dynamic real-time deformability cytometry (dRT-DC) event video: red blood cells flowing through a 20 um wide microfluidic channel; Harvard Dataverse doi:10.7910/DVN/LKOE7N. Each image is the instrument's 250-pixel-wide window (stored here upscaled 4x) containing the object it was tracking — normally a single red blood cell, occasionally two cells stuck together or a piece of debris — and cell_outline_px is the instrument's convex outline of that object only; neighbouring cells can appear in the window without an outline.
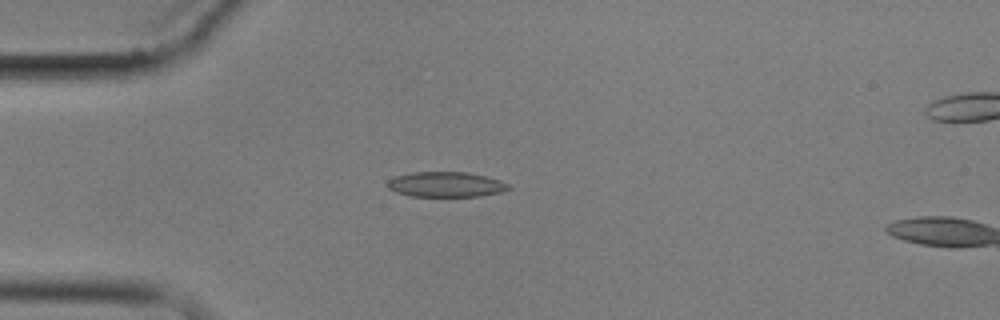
{"species": "common noctule bat (a hibernating species)", "species_latin": "Nyctalus noctula", "temperature_condition": "cold", "stored_images_in_passage": 5, "camera_frame_rate_fps": 3000, "um_per_image_px": 0.085, "animal": {"sex": "male", "body_mass_g": 17.9}, "frame": {"image": 1, "passage_image": 4, "time_ms": 4.333, "image_size_px": [1000, 320], "cell_outline_px": [[512, 188], [500, 192], [480, 196], [408, 196], [396, 192], [388, 188], [384, 184], [388, 180], [396, 176], [412, 172], [468, 172], [500, 180], [508, 184]], "centroid_in_image_um": [37.86, 15.68], "position_along_channel_um": 47.1, "area_um2": 17.8}}